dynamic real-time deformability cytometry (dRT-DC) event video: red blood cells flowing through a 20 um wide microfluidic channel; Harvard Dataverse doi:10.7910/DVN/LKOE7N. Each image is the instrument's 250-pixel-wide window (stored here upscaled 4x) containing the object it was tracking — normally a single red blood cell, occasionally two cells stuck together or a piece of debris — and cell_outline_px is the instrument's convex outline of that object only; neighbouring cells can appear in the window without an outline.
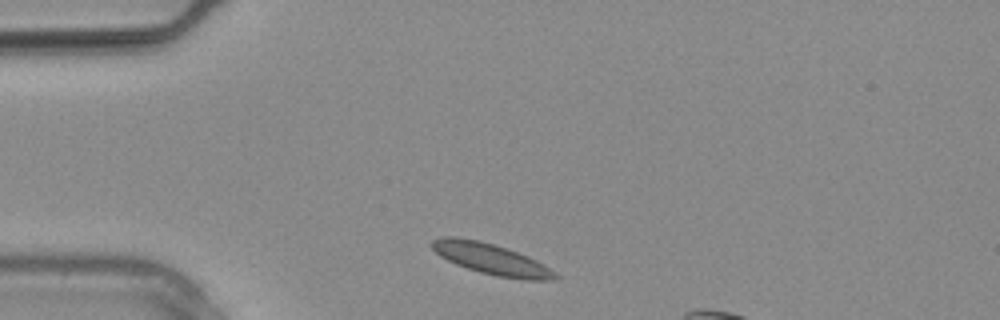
{"species": "common noctule bat (a hibernating species)", "species_latin": "Nyctalus noctula", "temperature_condition": "warm", "stored_images_in_passage": 10, "camera_frame_rate_fps": 3000, "um_per_image_px": 0.085, "animal": {"sex": "male", "body_mass_g": 20.4}, "frame": {"image": 1, "passage_image": 1, "time_ms": 0.0, "image_size_px": [1000, 320], "cell_outline_px": [[560, 276], [556, 280], [524, 280], [496, 276], [480, 272], [456, 264], [440, 256], [428, 244], [432, 240], [444, 236], [452, 236], [480, 240], [516, 252], [536, 260], [556, 272]], "centroid_in_image_um": [41.74, 22.02], "position_along_channel_um": 43.3, "area_um2": 22.14}}
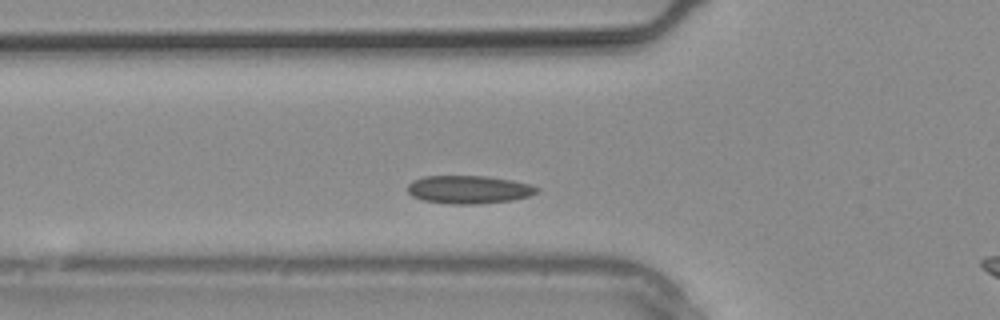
{"frame": {"image": 2, "passage_image": 4, "time_ms": 1.0, "image_size_px": [1000, 320], "cell_outline_px": [[540, 188], [536, 192], [528, 196], [512, 200], [480, 204], [448, 204], [424, 200], [412, 196], [408, 192], [408, 184], [412, 180], [424, 176], [488, 176], [512, 180], [528, 184]], "centroid_in_image_um": [39.82, 16.11], "position_along_channel_um": 86.0, "area_um2": 21.15}}